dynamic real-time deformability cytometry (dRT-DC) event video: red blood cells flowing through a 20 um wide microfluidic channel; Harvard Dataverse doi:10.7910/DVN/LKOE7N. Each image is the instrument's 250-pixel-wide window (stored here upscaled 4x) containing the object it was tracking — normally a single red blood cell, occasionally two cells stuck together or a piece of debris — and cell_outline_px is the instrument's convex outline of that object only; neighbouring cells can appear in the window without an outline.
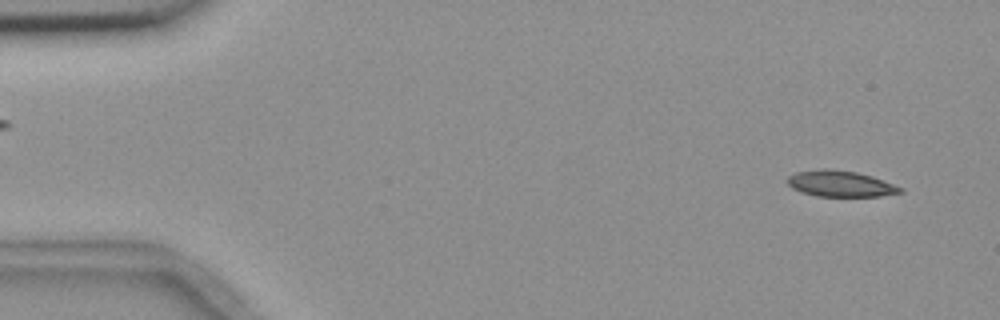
{"species": "common noctule bat (a hibernating species)", "species_latin": "Nyctalus noctula", "temperature_condition": "room temperature", "stored_images_in_passage": 5, "segment_of_instrument_passage": [2, 2], "camera_frame_rate_fps": 3000, "um_per_image_px": 0.085, "animal": {"sex": "female", "body_mass_g": 18.4}, "frame": {"image": 1, "passage_image": 5, "time_ms": 4.667, "image_size_px": [1000, 320], "cell_outline_px": [[904, 192], [880, 196], [816, 196], [800, 192], [792, 188], [784, 180], [788, 176], [796, 172], [824, 168], [856, 172], [872, 176], [904, 188]], "centroid_in_image_um": [71.41, 15.62], "position_along_channel_um": 13.6, "area_um2": 17.22}}